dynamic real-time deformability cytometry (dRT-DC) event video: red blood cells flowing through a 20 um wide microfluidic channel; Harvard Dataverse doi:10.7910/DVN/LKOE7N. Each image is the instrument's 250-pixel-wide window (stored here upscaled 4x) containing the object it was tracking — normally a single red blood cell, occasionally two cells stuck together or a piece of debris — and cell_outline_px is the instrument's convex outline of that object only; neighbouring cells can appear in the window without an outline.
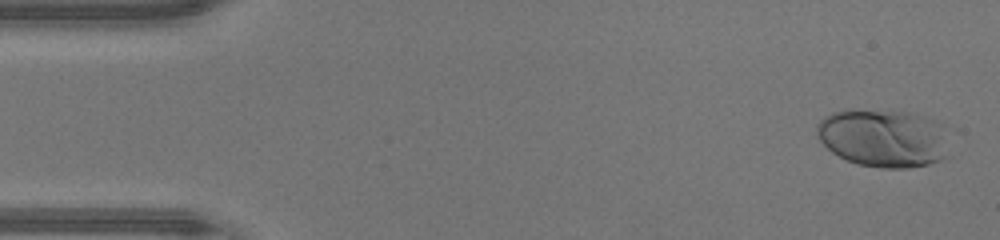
{"species": "human", "species_latin": "Homo sapiens", "temperature_condition": "warm", "stored_images_in_passage": 45, "camera_frame_rate_fps": 3000, "um_per_image_px": 0.085, "donor": {"sex": "male"}, "frame": {"image": 1, "passage_image": 2, "time_ms": 0.333, "image_size_px": [1000, 240], "cell_outline_px": [[948, 156], [940, 160], [928, 164], [908, 168], [880, 168], [856, 164], [832, 152], [820, 140], [816, 132], [816, 124], [824, 116], [832, 112], [908, 112], [924, 116], [940, 124], [944, 128]], "centroid_in_image_um": [75.1, 11.78], "position_along_channel_um": 9.9, "area_um2": 44.1}}
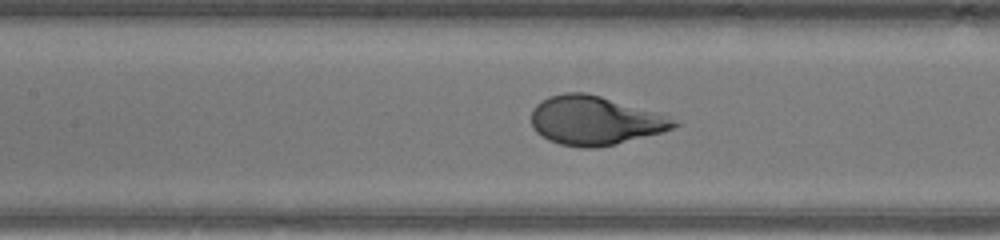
{"frame": {"image": 2, "passage_image": 21, "time_ms": 6.667, "image_size_px": [1000, 240], "cell_outline_px": [[680, 124], [664, 132], [616, 144], [596, 148], [580, 148], [560, 144], [548, 140], [536, 132], [532, 128], [532, 108], [540, 100], [548, 96], [564, 92], [584, 92], [600, 96], [652, 112], [672, 120]], "centroid_in_image_um": [50.47, 10.26], "position_along_channel_um": 156.9, "area_um2": 40.23}}
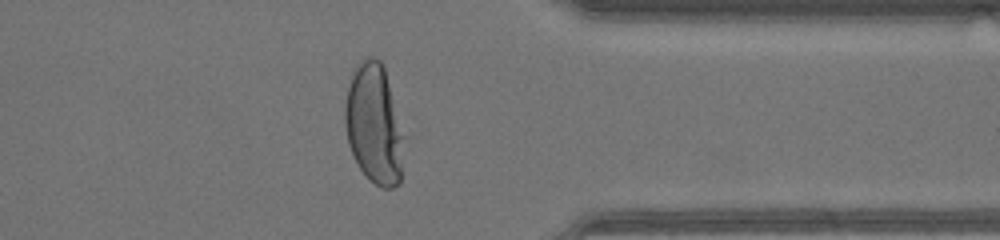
{"frame": {"image": 3, "passage_image": 37, "time_ms": 12.0, "image_size_px": [1000, 240], "cell_outline_px": [[400, 184], [392, 188], [384, 188], [376, 184], [360, 168], [348, 144], [344, 124], [344, 108], [348, 88], [352, 72], [360, 60], [364, 56], [376, 56], [380, 60], [384, 68], [388, 84], [400, 136]], "centroid_in_image_um": [31.7, 10.5], "position_along_channel_um": 379.7, "area_um2": 39.36}, "authors_computed_cell_mechanics": {"area_um2": 41.038, "velocity_mm_per_s": 4.3791, "shape_relaxation_time_tau1_ms": 2.8808, "shape_relaxation_time_tau2_ms": null, "deformation_change_tau1": 0.2317, "deformation_change_tau2": null}}